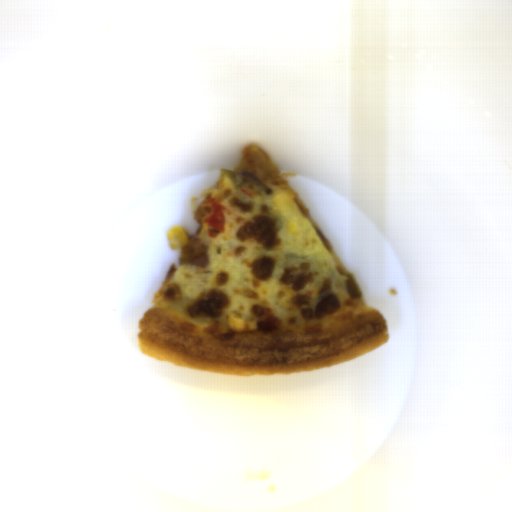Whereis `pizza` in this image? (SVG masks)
I'll use <instances>...</instances> for the list:
<instances>
[{
	"label": "pizza",
	"instance_id": "1",
	"mask_svg": "<svg viewBox=\"0 0 512 512\" xmlns=\"http://www.w3.org/2000/svg\"><path fill=\"white\" fill-rule=\"evenodd\" d=\"M237 192L210 184L191 197L206 267L171 264L139 320L146 356L191 369L240 376H289L353 360L389 343V325L363 296L310 210L279 174L235 175ZM205 197L228 207L225 228L208 236ZM351 274V273H350ZM236 313L244 332L228 328Z\"/></svg>",
	"mask_w": 512,
	"mask_h": 512
}]
</instances>
